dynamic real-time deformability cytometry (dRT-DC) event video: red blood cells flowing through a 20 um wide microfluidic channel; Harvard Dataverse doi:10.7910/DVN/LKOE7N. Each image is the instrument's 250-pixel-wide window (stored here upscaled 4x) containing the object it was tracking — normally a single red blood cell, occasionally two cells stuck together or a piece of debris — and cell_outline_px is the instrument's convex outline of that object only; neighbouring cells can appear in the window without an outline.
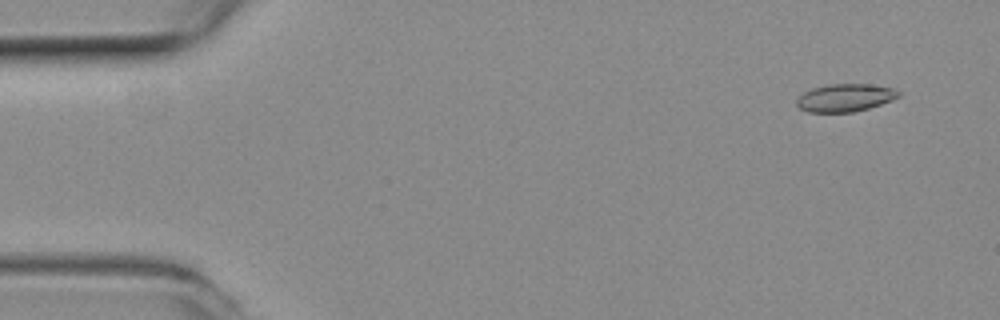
{"species": "common noctule bat (a hibernating species)", "species_latin": "Nyctalus noctula", "temperature_condition": "room temperature", "stored_images_in_passage": 55, "camera_frame_rate_fps": 3000, "um_per_image_px": 0.085, "animal": {"sex": "female", "body_mass_g": 19.3, "forearm_length_mm": 54.1}, "frame": {"image": 1, "passage_image": 4, "time_ms": 1.0, "image_size_px": [1000, 320], "cell_outline_px": [[900, 96], [892, 100], [868, 108], [852, 112], [808, 112], [800, 108], [796, 104], [796, 100], [804, 92], [812, 88], [828, 84], [872, 84], [892, 88], [900, 92]], "centroid_in_image_um": [71.83, 8.3], "position_along_channel_um": 13.2, "area_um2": 16.42}}
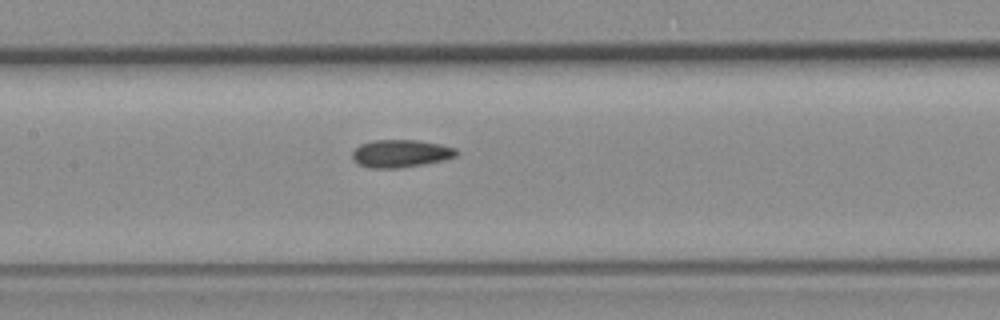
{"frame": {"image": 2, "passage_image": 26, "time_ms": 8.333, "image_size_px": [1000, 320], "cell_outline_px": [[460, 152], [456, 156], [444, 160], [424, 164], [400, 168], [368, 168], [352, 160], [352, 152], [360, 144], [372, 140], [416, 140], [440, 144], [456, 148]], "centroid_in_image_um": [34.06, 13.05], "position_along_channel_um": 173.3, "area_um2": 16.94}}
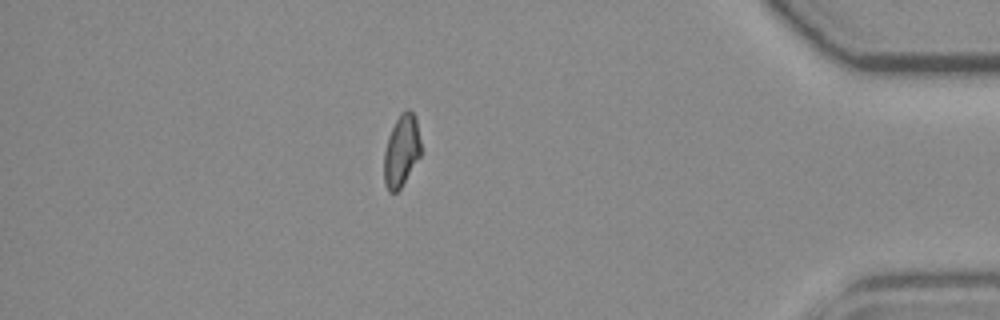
{"frame": {"image": 3, "passage_image": 48, "time_ms": 15.667, "image_size_px": [1000, 320], "cell_outline_px": [[420, 156], [400, 188], [396, 192], [388, 192], [384, 184], [384, 152], [388, 136], [400, 112], [408, 108], [416, 116], [420, 140]], "centroid_in_image_um": [34.11, 12.79], "position_along_channel_um": 401.1, "area_um2": 15.43}, "authors_computed_cell_mechanics": {"area_um2": 16.473, "velocity_mm_per_s": 3.7262, "shape_relaxation_time_tau1_ms": null, "shape_relaxation_time_tau2_ms": 3.3312, "deformation_change_tau1": null, "deformation_change_tau2": 0.0897}}